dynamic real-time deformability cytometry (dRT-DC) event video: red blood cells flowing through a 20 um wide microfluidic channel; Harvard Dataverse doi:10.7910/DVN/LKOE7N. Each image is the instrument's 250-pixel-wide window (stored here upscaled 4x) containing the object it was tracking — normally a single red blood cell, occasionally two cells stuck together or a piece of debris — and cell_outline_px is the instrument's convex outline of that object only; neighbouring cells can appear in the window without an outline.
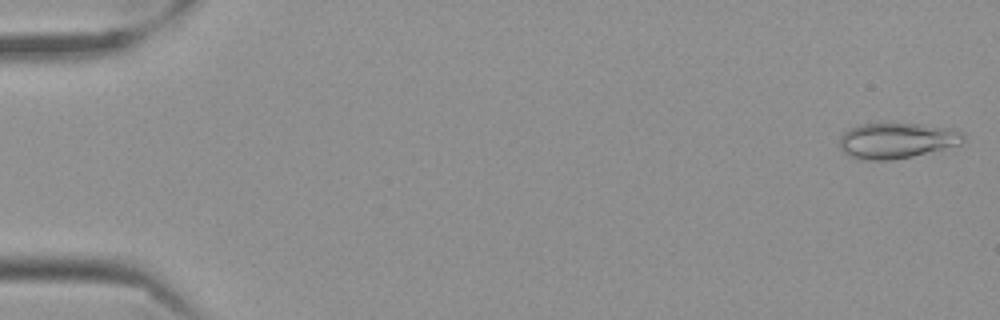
{"species": "Egyptian fruit bat (a non-hibernating species)", "species_latin": "Rousettus aegyptiacus", "temperature_condition": "cold", "stored_images_in_passage": 58, "camera_frame_rate_fps": 3000, "um_per_image_px": 0.085, "frame": {"image": 1, "passage_image": 2, "time_ms": 0.333, "image_size_px": [1000, 320], "cell_outline_px": [[964, 140], [960, 144], [912, 156], [892, 160], [864, 160], [848, 156], [840, 148], [840, 136], [844, 132], [860, 124], [920, 124], [960, 132], [964, 136]], "centroid_in_image_um": [76.14, 11.97], "position_along_channel_um": 8.9, "area_um2": 25.09}}
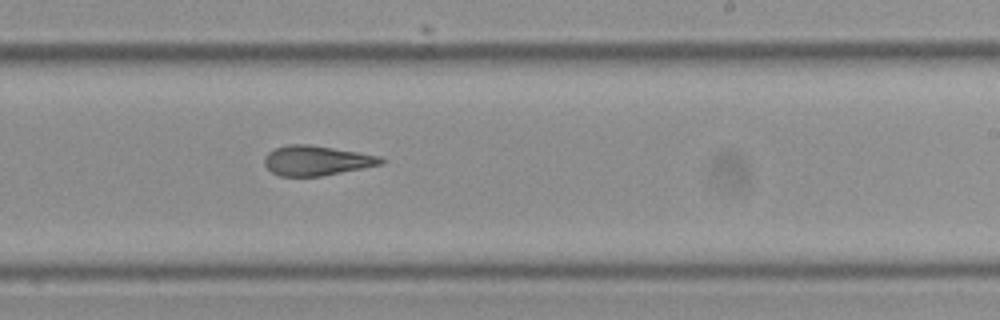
{"frame": {"image": 2, "passage_image": 36, "time_ms": 11.667, "image_size_px": [1000, 320], "cell_outline_px": [[384, 160], [380, 164], [320, 176], [280, 176], [272, 172], [264, 164], [264, 156], [268, 152], [276, 148], [288, 144], [308, 144], [380, 156]], "centroid_in_image_um": [26.83, 13.64], "position_along_channel_um": 262.2, "area_um2": 19.83}}
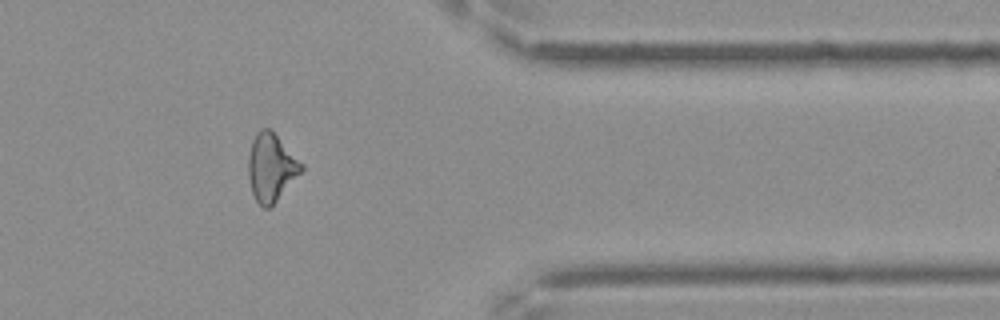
{"frame": {"image": 3, "passage_image": 48, "time_ms": 15.667, "image_size_px": [1000, 320], "cell_outline_px": [[304, 168], [276, 200], [268, 208], [264, 208], [256, 200], [252, 192], [248, 176], [248, 156], [252, 140], [256, 132], [260, 128], [268, 128], [304, 164]], "centroid_in_image_um": [23.02, 14.21], "position_along_channel_um": 388.4, "area_um2": 20.46}, "authors_computed_cell_mechanics": {"area_um2": 21.386, "velocity_mm_per_s": 3.5325, "shape_relaxation_time_tau1_ms": 11.1065, "shape_relaxation_time_tau2_ms": 3.1512, "deformation_change_tau1": 0.1999, "deformation_change_tau2": 0.1025}}